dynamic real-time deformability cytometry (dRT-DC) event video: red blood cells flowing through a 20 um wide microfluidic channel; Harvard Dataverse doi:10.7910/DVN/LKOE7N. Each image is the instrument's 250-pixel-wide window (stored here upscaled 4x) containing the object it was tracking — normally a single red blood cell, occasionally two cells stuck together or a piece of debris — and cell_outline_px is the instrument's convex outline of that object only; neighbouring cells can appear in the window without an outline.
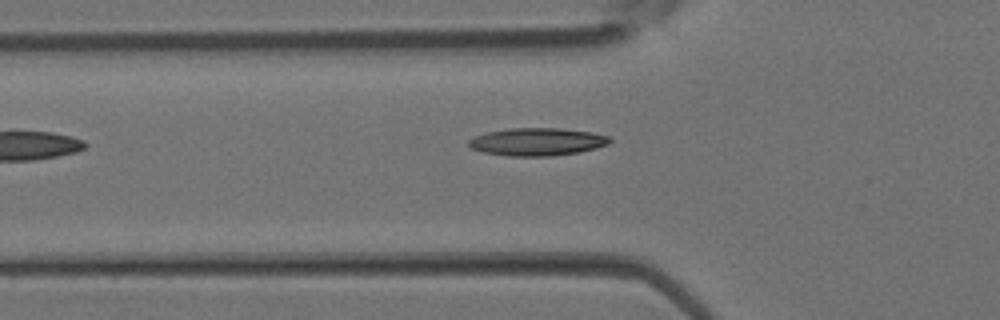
{"species": "Egyptian fruit bat (a non-hibernating species)", "species_latin": "Rousettus aegyptiacus", "temperature_condition": "room temperature", "stored_images_in_passage": 5, "camera_frame_rate_fps": 3000, "um_per_image_px": 0.085, "animal": {"sex": "female"}, "frame": {"image": 1, "passage_image": 5, "time_ms": 1.333, "image_size_px": [1000, 320], "cell_outline_px": [[612, 140], [608, 144], [596, 148], [580, 152], [552, 156], [508, 156], [484, 152], [472, 148], [468, 144], [468, 140], [476, 136], [488, 132], [508, 128], [560, 128], [592, 132], [608, 136]], "centroid_in_image_um": [45.68, 12.05], "position_along_channel_um": 80.1, "area_um2": 22.77}}